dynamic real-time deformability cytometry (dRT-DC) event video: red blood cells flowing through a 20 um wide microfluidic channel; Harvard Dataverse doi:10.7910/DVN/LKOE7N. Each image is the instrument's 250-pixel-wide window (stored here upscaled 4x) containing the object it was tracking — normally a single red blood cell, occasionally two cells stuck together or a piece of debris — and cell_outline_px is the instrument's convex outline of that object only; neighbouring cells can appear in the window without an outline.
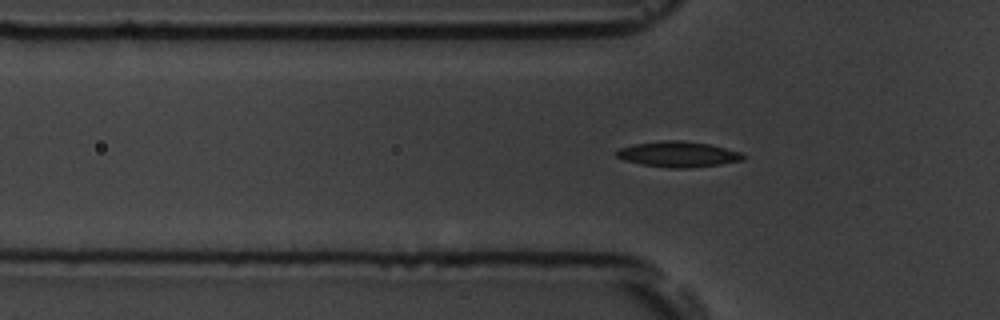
{"species": "common noctule bat (a hibernating species)", "species_latin": "Nyctalus noctula", "temperature_condition": "room temperature", "stored_images_in_passage": 51, "camera_frame_rate_fps": 3000, "um_per_image_px": 0.085, "animal": {"sex": "male", "body_mass_g": 19.5, "forearm_length_mm": 54.6}, "frame": {"image": 1, "passage_image": 17, "time_ms": 5.333, "image_size_px": [1000, 320], "cell_outline_px": [[744, 160], [720, 164], [692, 168], [668, 168], [644, 164], [624, 160], [616, 156], [616, 148], [632, 144], [664, 140], [680, 140], [708, 144], [740, 152], [744, 156]], "centroid_in_image_um": [57.6, 13.11], "position_along_channel_um": 68.2, "area_um2": 18.84}}
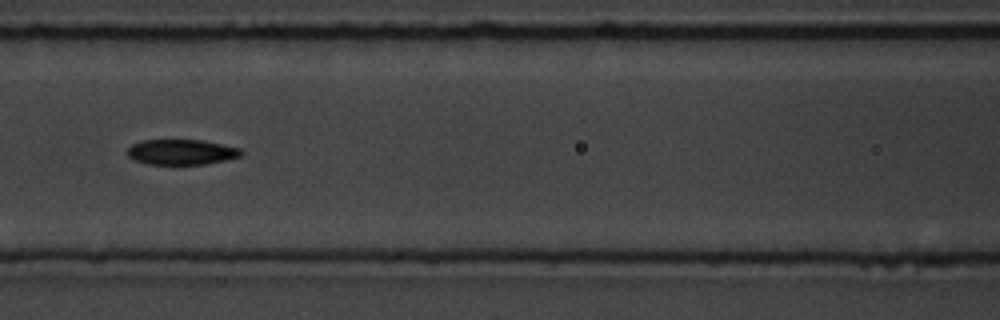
{"frame": {"image": 2, "passage_image": 24, "time_ms": 7.667, "image_size_px": [1000, 320], "cell_outline_px": [[244, 152], [240, 156], [224, 160], [204, 164], [148, 164], [132, 160], [128, 156], [128, 148], [132, 144], [144, 140], [204, 140], [240, 148]], "centroid_in_image_um": [15.41, 12.92], "position_along_channel_um": 151.2, "area_um2": 16.76}}
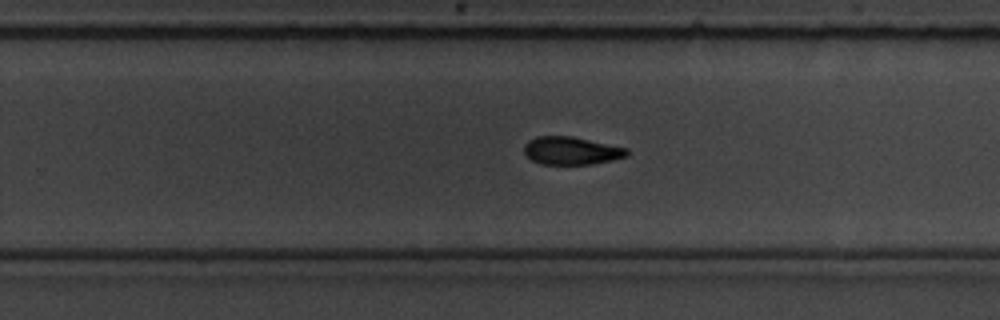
{"frame": {"image": 3, "passage_image": 35, "time_ms": 11.333, "image_size_px": [1000, 320], "cell_outline_px": [[628, 156], [612, 160], [592, 164], [540, 164], [532, 160], [524, 152], [524, 144], [528, 140], [536, 136], [572, 136], [628, 148]], "centroid_in_image_um": [48.56, 12.8], "position_along_channel_um": 281.2, "area_um2": 16.76}, "authors_computed_cell_mechanics": {"area_um2": 16.9932, "velocity_mm_per_s": 3.5559, "shape_relaxation_time_tau1_ms": 2.7761, "shape_relaxation_time_tau2_ms": 6.8531, "deformation_change_tau1": 0.1073, "deformation_change_tau2": 0.1376}}